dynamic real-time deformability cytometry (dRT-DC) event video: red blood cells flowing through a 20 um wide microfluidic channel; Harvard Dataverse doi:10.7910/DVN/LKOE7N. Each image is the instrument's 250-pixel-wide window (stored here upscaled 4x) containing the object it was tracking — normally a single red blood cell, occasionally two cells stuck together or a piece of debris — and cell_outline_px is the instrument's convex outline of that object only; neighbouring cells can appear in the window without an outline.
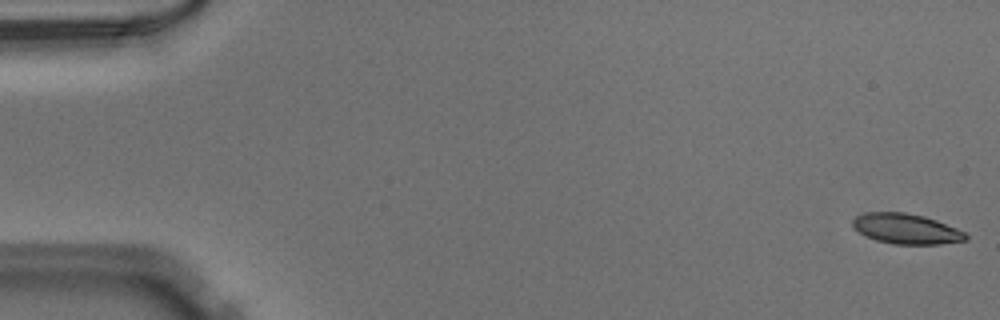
{"species": "Egyptian fruit bat (a non-hibernating species)", "species_latin": "Rousettus aegyptiacus", "temperature_condition": "warm", "stored_images_in_passage": 52, "camera_frame_rate_fps": 3000, "um_per_image_px": 0.085, "animal": {"sex": "male"}, "frame": {"image": 1, "passage_image": 1, "time_ms": 0.0, "image_size_px": [1000, 320], "cell_outline_px": [[968, 240], [940, 244], [892, 244], [876, 240], [860, 232], [852, 224], [852, 220], [856, 216], [864, 212], [904, 212], [924, 216], [936, 220], [956, 228], [964, 232], [968, 236]], "centroid_in_image_um": [77.04, 19.44], "position_along_channel_um": 8.0, "area_um2": 19.83}}
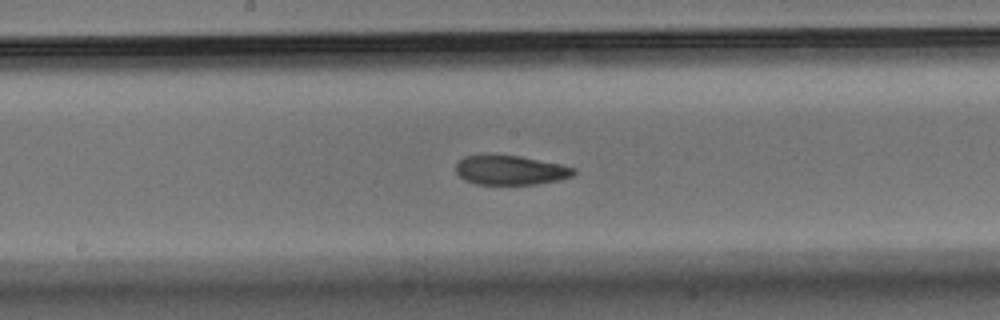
{"frame": {"image": 2, "passage_image": 27, "time_ms": 8.667, "image_size_px": [1000, 320], "cell_outline_px": [[576, 172], [572, 176], [560, 180], [536, 184], [476, 184], [464, 180], [456, 172], [456, 164], [464, 156], [520, 156], [576, 168]], "centroid_in_image_um": [43.4, 14.48], "position_along_channel_um": 204.8, "area_um2": 19.83}}
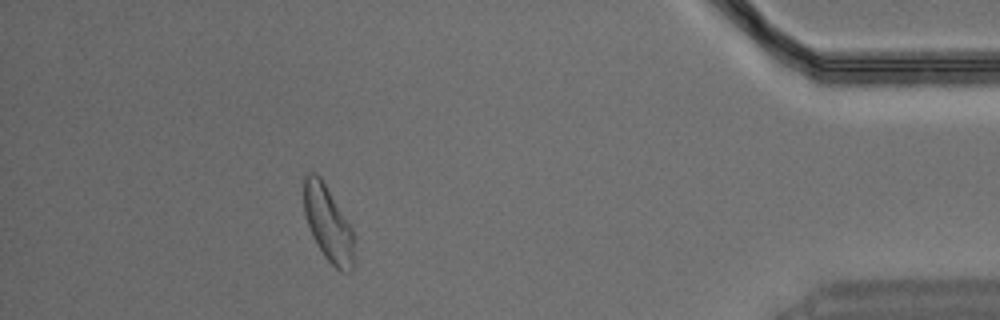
{"frame": {"image": 3, "passage_image": 46, "time_ms": 15.0, "image_size_px": [1000, 320], "cell_outline_px": [[352, 272], [340, 272], [324, 256], [312, 236], [304, 212], [304, 176], [308, 172], [316, 172], [320, 176], [352, 228]], "centroid_in_image_um": [27.86, 18.98], "position_along_channel_um": 407.3, "area_um2": 21.68}}